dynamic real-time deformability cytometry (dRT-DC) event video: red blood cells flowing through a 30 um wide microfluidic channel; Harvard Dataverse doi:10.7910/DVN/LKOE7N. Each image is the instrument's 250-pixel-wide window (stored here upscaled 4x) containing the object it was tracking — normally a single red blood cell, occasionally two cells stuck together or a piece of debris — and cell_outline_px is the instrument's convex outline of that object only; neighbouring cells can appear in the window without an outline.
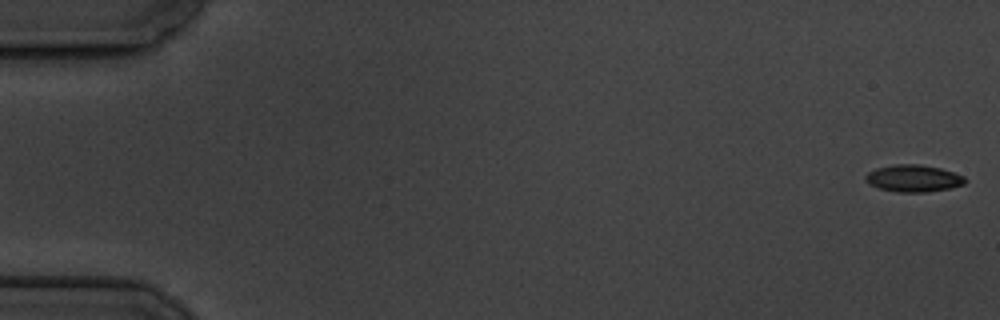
{"species": "common noctule bat (a hibernating species)", "species_latin": "Nyctalus noctula", "temperature_condition": "cold", "stored_images_in_passage": 58, "camera_frame_rate_fps": 3000, "um_per_image_px": 0.085, "animal": {"sex": "male", "body_mass_g": 19.5, "forearm_length_mm": 54.6}, "frame": {"image": 1, "passage_image": 1, "time_ms": 0.0, "image_size_px": [1000, 320], "cell_outline_px": [[968, 180], [964, 184], [952, 188], [928, 192], [896, 192], [880, 188], [868, 184], [864, 180], [864, 176], [868, 172], [876, 168], [896, 164], [920, 164], [940, 168], [964, 176]], "centroid_in_image_um": [77.64, 15.16], "position_along_channel_um": 7.4, "area_um2": 15.84}}
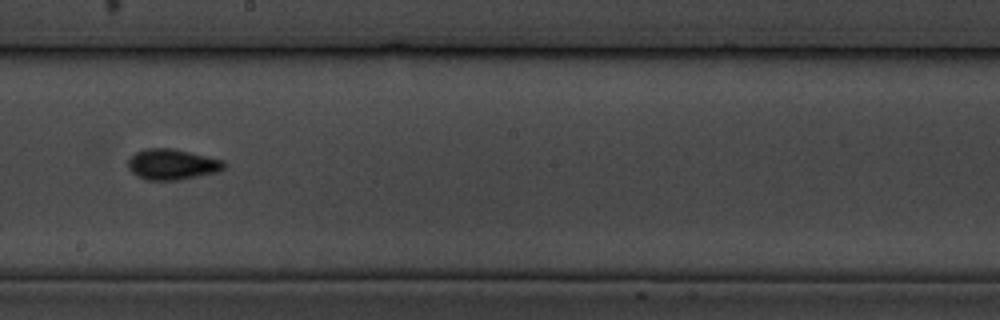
{"frame": {"image": 2, "passage_image": 33, "time_ms": 10.667, "image_size_px": [1000, 320], "cell_outline_px": [[228, 164], [224, 168], [216, 172], [180, 180], [144, 180], [132, 172], [128, 168], [128, 160], [136, 152], [144, 148], [172, 148], [224, 160]], "centroid_in_image_um": [14.63, 13.97], "position_along_channel_um": 233.6, "area_um2": 17.22}}
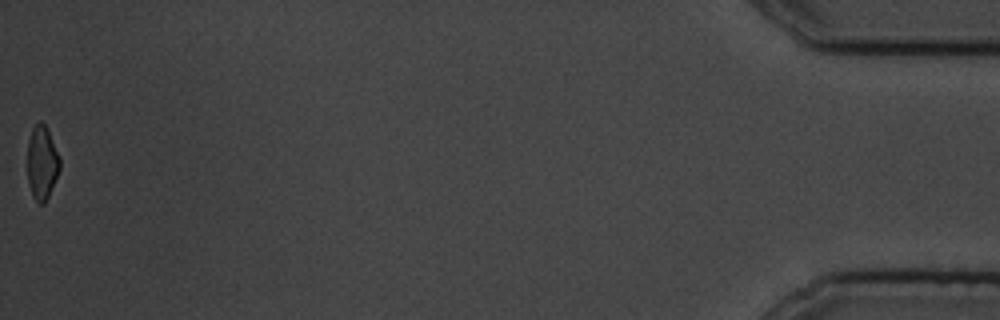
{"frame": {"image": 3, "passage_image": 58, "time_ms": 19.0, "image_size_px": [1000, 320], "cell_outline_px": [[60, 168], [48, 196], [44, 204], [40, 204], [32, 196], [28, 180], [28, 140], [32, 128], [40, 120], [48, 128], [60, 160]], "centroid_in_image_um": [3.56, 13.8], "position_along_channel_um": 431.6, "area_um2": 13.76}, "authors_computed_cell_mechanics": {"area_um2": 15.7216, "velocity_mm_per_s": 3.5064, "shape_relaxation_time_tau1_ms": 2.9989, "shape_relaxation_time_tau2_ms": 1.9299, "deformation_change_tau1": 0.11, "deformation_change_tau2": 0.0583}}